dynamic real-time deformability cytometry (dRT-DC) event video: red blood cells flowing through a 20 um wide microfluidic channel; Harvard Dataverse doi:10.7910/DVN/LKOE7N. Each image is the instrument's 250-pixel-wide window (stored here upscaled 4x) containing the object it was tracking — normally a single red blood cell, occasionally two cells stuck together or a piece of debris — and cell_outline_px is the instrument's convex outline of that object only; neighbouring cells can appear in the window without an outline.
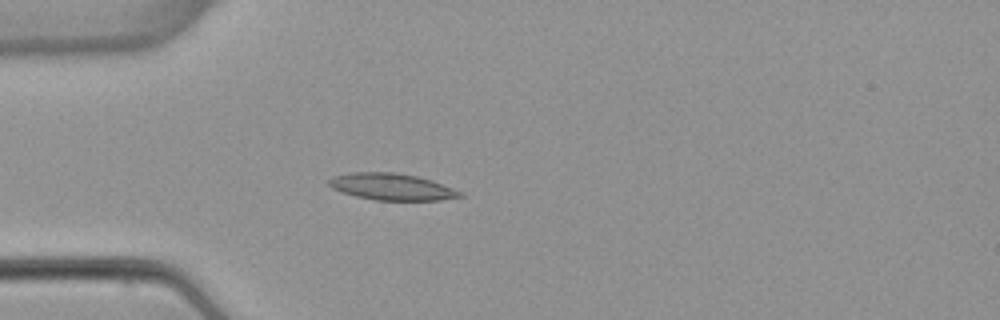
{"species": "common noctule bat (a hibernating species)", "species_latin": "Nyctalus noctula", "temperature_condition": "warm", "stored_images_in_passage": 4, "camera_frame_rate_fps": 3000, "um_per_image_px": 0.085, "animal": {"sex": "female", "body_mass_g": 22.7, "forearm_length_mm": 54.2}, "frame": {"image": 1, "passage_image": 4, "time_ms": 3.667, "image_size_px": [1000, 320], "cell_outline_px": [[464, 196], [440, 200], [376, 200], [356, 196], [332, 188], [328, 184], [328, 180], [332, 176], [352, 172], [392, 172], [416, 176], [432, 180], [464, 192]], "centroid_in_image_um": [33.32, 15.87], "position_along_channel_um": 51.7, "area_um2": 20.35}}